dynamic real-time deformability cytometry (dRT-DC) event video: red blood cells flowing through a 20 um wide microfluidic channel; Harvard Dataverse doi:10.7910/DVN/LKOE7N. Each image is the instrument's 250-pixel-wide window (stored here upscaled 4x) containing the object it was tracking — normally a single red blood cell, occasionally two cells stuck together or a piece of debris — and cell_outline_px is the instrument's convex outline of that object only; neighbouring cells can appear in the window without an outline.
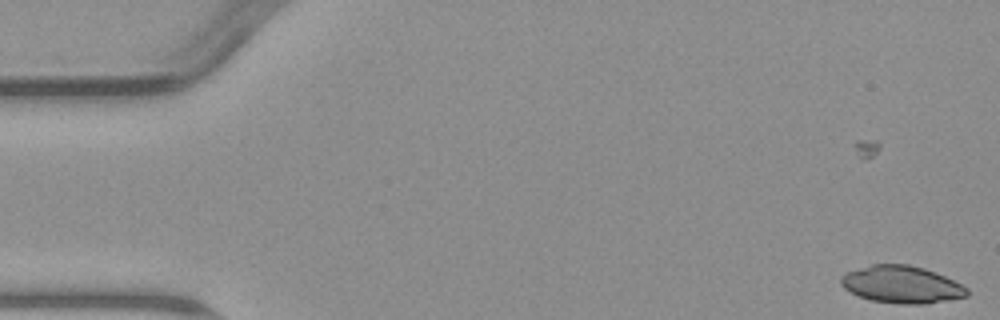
{"species": "common noctule bat (a hibernating species)", "species_latin": "Nyctalus noctula", "temperature_condition": "warm", "stored_images_in_passage": 5, "camera_frame_rate_fps": 3000, "um_per_image_px": 0.085, "animal": {"sex": "male", "body_mass_g": 23.1, "forearm_length_mm": 52.7}, "frame": {"image": 1, "passage_image": 1, "time_ms": 0.0, "image_size_px": [1000, 320], "cell_outline_px": [[968, 296], [924, 304], [900, 304], [872, 300], [860, 296], [844, 288], [840, 284], [840, 276], [848, 272], [872, 264], [908, 264], [924, 268], [936, 272], [968, 288]], "centroid_in_image_um": [76.64, 24.18], "position_along_channel_um": 8.4, "area_um2": 27.17}}